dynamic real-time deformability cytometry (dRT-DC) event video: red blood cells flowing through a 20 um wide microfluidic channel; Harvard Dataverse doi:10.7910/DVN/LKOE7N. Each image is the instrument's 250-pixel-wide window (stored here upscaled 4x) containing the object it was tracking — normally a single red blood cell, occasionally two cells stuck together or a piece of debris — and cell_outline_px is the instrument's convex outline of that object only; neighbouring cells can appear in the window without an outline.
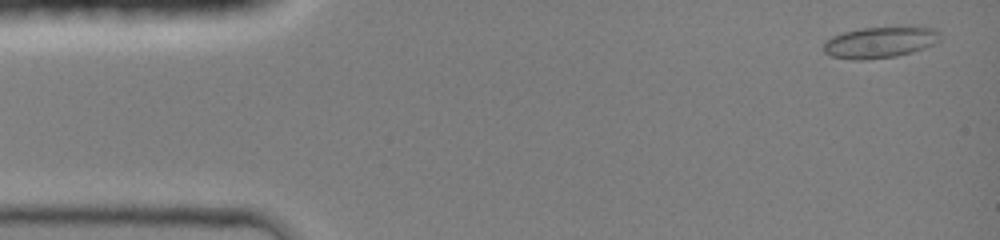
{"species": "common noctule bat (a hibernating species)", "species_latin": "Nyctalus noctula", "temperature_condition": "room temperature", "stored_images_in_passage": 43, "camera_frame_rate_fps": 3000, "um_per_image_px": 0.085, "animal": {"sex": "female", "body_mass_g": 19.0, "forearm_length_mm": 51.5}, "frame": {"image": 1, "passage_image": 2, "time_ms": 0.333, "image_size_px": [1000, 240], "cell_outline_px": [[940, 40], [924, 48], [912, 52], [896, 56], [864, 60], [852, 60], [832, 56], [824, 52], [824, 40], [832, 36], [844, 32], [860, 28], [904, 24], [920, 24], [936, 28], [940, 32]], "centroid_in_image_um": [74.88, 3.53], "position_along_channel_um": 10.1, "area_um2": 22.25}}
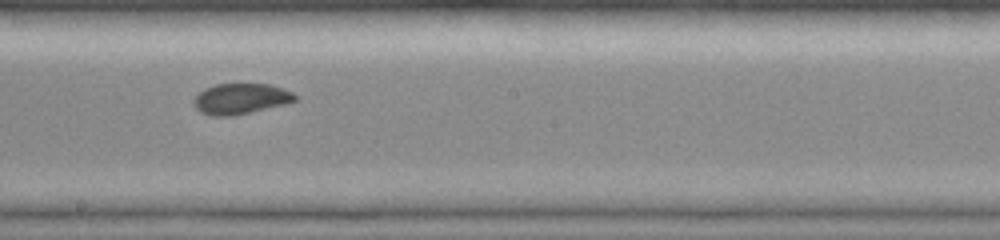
{"frame": {"image": 2, "passage_image": 25, "time_ms": 8.0, "image_size_px": [1000, 240], "cell_outline_px": [[296, 100], [284, 104], [232, 116], [212, 116], [200, 112], [192, 104], [192, 100], [204, 88], [216, 84], [268, 84], [284, 88], [292, 92], [296, 96]], "centroid_in_image_um": [20.42, 8.39], "position_along_channel_um": 227.8, "area_um2": 18.03}}
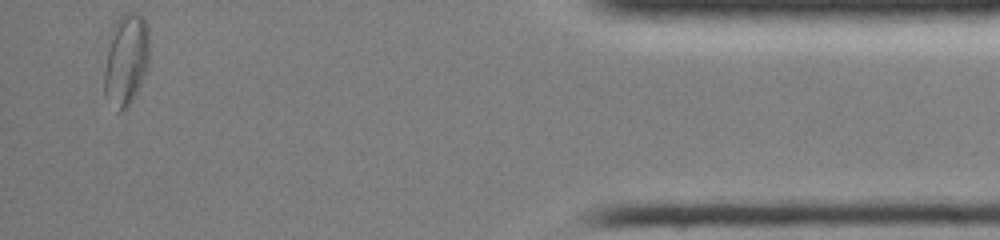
{"frame": {"image": 3, "passage_image": 43, "time_ms": 14.0, "image_size_px": [1000, 240], "cell_outline_px": [[148, 60], [144, 76], [128, 108], [120, 112], [116, 112], [104, 96], [104, 68], [112, 28], [116, 20], [124, 12], [136, 12], [144, 16], [148, 24]], "centroid_in_image_um": [10.7, 5.08], "position_along_channel_um": 424.5, "area_um2": 24.39}, "authors_computed_cell_mechanics": {"area_um2": 18.7272, "velocity_mm_per_s": 4.2183, "shape_relaxation_time_tau1_ms": null, "shape_relaxation_time_tau2_ms": 0.2801, "deformation_change_tau1": null, "deformation_change_tau2": 0.0283}}